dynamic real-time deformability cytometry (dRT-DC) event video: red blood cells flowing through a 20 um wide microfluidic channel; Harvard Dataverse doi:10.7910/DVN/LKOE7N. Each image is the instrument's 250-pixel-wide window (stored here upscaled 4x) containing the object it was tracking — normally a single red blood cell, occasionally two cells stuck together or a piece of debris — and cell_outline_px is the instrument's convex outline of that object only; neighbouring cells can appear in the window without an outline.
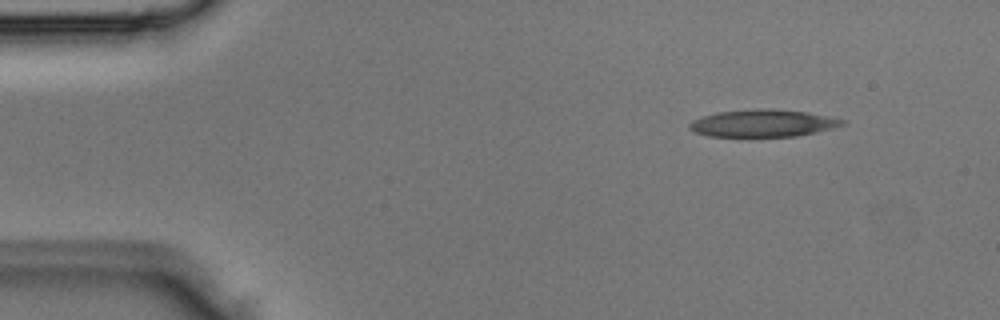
{"species": "Egyptian fruit bat (a non-hibernating species)", "species_latin": "Rousettus aegyptiacus", "temperature_condition": "room temperature", "stored_images_in_passage": 3, "camera_frame_rate_fps": 3000, "um_per_image_px": 0.085, "animal": {"sex": "male"}, "frame": {"image": 1, "passage_image": 1, "time_ms": 0.0, "image_size_px": [1000, 320], "cell_outline_px": [[848, 120], [844, 124], [832, 128], [816, 132], [796, 136], [708, 136], [692, 132], [688, 128], [688, 124], [692, 120], [700, 116], [716, 112], [756, 108], [772, 108], [808, 112]], "centroid_in_image_um": [64.81, 10.46], "position_along_channel_um": 20.2, "area_um2": 24.62}}